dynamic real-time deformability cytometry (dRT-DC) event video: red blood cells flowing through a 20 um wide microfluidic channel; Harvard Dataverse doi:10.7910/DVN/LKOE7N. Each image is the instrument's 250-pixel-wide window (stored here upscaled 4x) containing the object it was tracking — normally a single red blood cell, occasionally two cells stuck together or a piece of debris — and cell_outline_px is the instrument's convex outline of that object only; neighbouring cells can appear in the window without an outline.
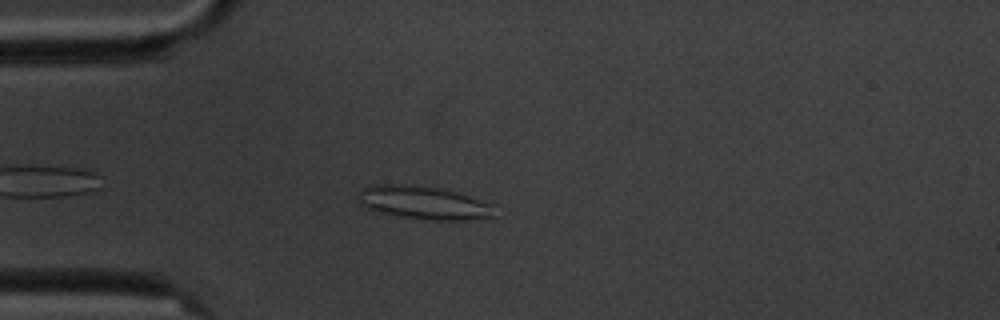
{"species": "common noctule bat (a hibernating species)", "species_latin": "Nyctalus noctula", "temperature_condition": "cold", "stored_images_in_passage": 5, "camera_frame_rate_fps": 3000, "um_per_image_px": 0.085, "animal": {"sex": "male", "body_mass_g": 20.1, "forearm_length_mm": 53.5}, "frame": {"image": 1, "passage_image": 5, "time_ms": 4.333, "image_size_px": [1000, 320], "cell_outline_px": [[496, 216], [472, 220], [428, 220], [400, 216], [380, 212], [364, 208], [360, 204], [356, 196], [360, 188], [372, 184], [412, 184], [440, 188], [456, 192], [492, 204]], "centroid_in_image_um": [35.95, 17.22], "position_along_channel_um": 49.0, "area_um2": 26.76}}